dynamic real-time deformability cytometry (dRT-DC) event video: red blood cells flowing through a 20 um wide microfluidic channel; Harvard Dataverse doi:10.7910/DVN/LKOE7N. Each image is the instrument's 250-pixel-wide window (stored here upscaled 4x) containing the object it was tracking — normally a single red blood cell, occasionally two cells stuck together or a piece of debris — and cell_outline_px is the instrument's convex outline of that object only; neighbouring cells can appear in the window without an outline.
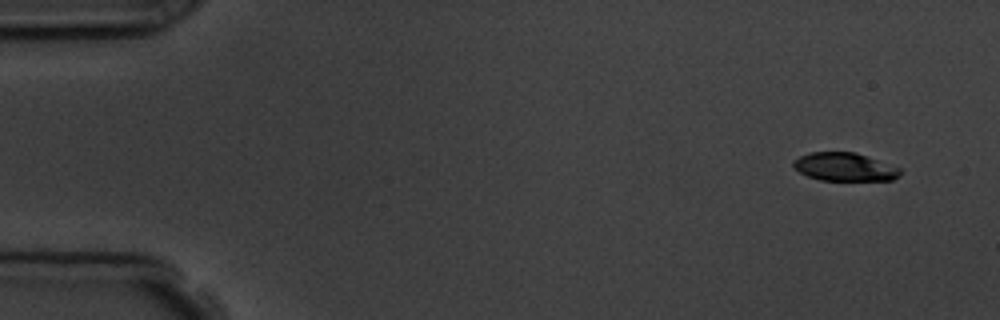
{"species": "common noctule bat (a hibernating species)", "species_latin": "Nyctalus noctula", "temperature_condition": "room temperature", "stored_images_in_passage": 5, "camera_frame_rate_fps": 3000, "um_per_image_px": 0.085, "animal": {"sex": "male", "body_mass_g": 19.5, "forearm_length_mm": 54.6}, "frame": {"image": 1, "passage_image": 1, "time_ms": 0.0, "image_size_px": [1000, 320], "cell_outline_px": [[900, 176], [892, 180], [820, 180], [808, 176], [792, 168], [792, 160], [808, 152], [856, 152], [900, 168]], "centroid_in_image_um": [71.75, 14.18], "position_along_channel_um": 13.3, "area_um2": 17.63}}
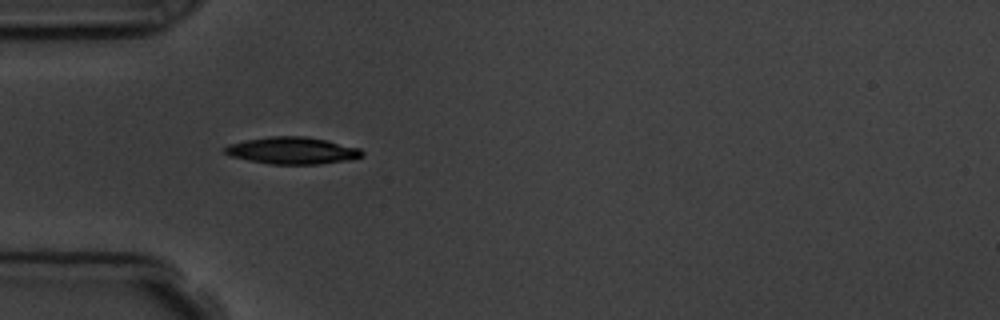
{"frame": {"image": 2, "passage_image": 4, "time_ms": 4.333, "image_size_px": [1000, 320], "cell_outline_px": [[364, 156], [352, 160], [316, 164], [268, 164], [228, 156], [220, 148], [228, 144], [244, 140], [268, 136], [304, 136], [324, 140], [360, 148], [364, 152]], "centroid_in_image_um": [24.79, 12.8], "position_along_channel_um": 60.2, "area_um2": 21.85}}